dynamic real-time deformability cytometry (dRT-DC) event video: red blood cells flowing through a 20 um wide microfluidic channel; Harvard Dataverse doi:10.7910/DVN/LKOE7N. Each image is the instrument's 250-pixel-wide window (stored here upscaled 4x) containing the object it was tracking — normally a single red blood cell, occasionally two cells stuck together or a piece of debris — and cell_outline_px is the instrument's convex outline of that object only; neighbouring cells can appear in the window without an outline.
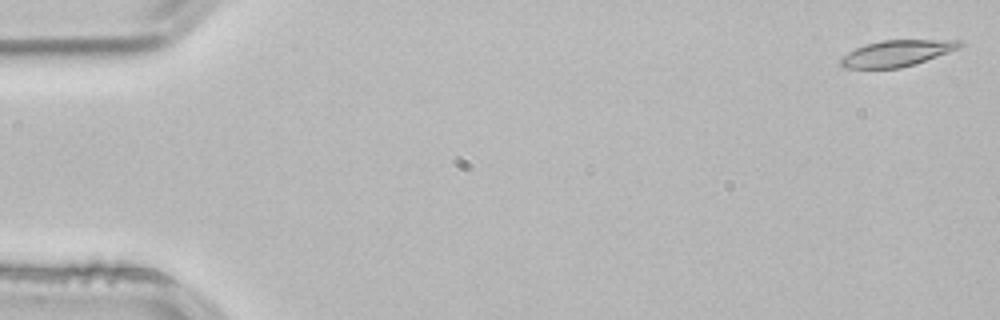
{"species": "common noctule bat (a hibernating species)", "species_latin": "Nyctalus noctula", "temperature_condition": "room temperature", "stored_images_in_passage": 53, "camera_frame_rate_fps": 3000, "um_per_image_px": 0.085, "animal": {"sex": "male", "body_mass_g": 21.5, "forearm_length_mm": 52.0}, "frame": {"image": 1, "passage_image": 1, "time_ms": 0.0, "image_size_px": [1000, 320], "cell_outline_px": [[964, 44], [960, 48], [916, 64], [900, 68], [844, 68], [840, 64], [840, 60], [848, 52], [856, 48], [868, 44], [884, 40], [964, 40]], "centroid_in_image_um": [76.29, 4.53], "position_along_channel_um": 8.7, "area_um2": 18.09}}
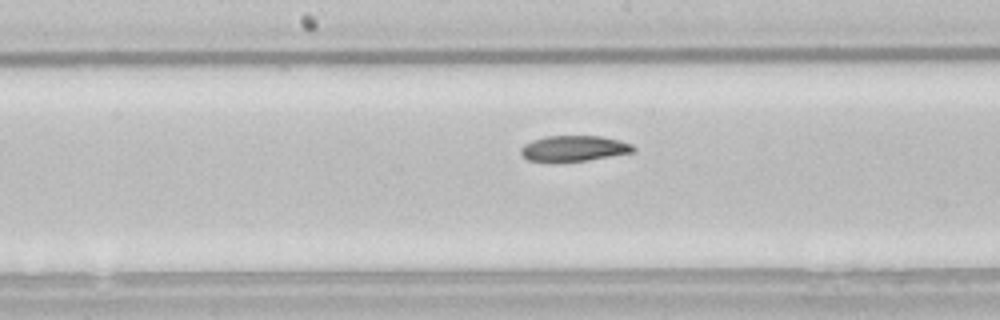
{"frame": {"image": 2, "passage_image": 27, "time_ms": 8.667, "image_size_px": [1000, 320], "cell_outline_px": [[636, 152], [588, 160], [528, 160], [520, 152], [520, 148], [524, 144], [532, 140], [544, 136], [600, 136], [620, 140], [632, 144], [636, 148]], "centroid_in_image_um": [48.84, 12.59], "position_along_channel_um": 199.4, "area_um2": 16.59}}
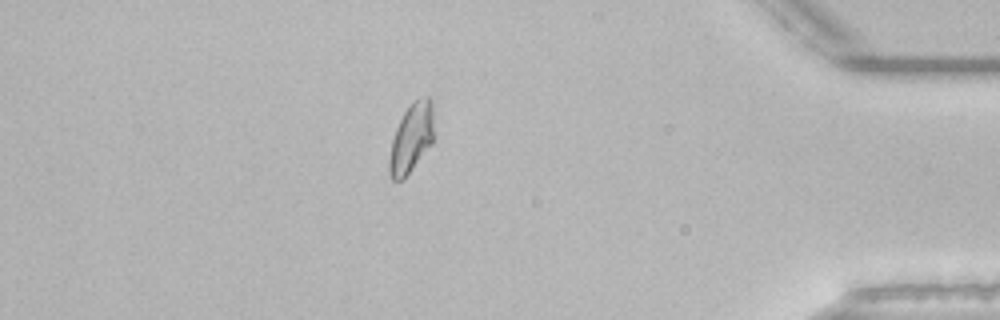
{"frame": {"image": 3, "passage_image": 46, "time_ms": 15.0, "image_size_px": [1000, 320], "cell_outline_px": [[432, 144], [404, 180], [392, 180], [388, 172], [388, 160], [392, 140], [396, 128], [404, 112], [416, 100], [424, 96], [428, 96], [432, 100]], "centroid_in_image_um": [34.94, 11.8], "position_along_channel_um": 400.3, "area_um2": 17.86}, "authors_computed_cell_mechanics": {"area_um2": 18.0336, "velocity_mm_per_s": 3.8205, "shape_relaxation_time_tau1_ms": null, "shape_relaxation_time_tau2_ms": 10.702, "deformation_change_tau1": null, "deformation_change_tau2": 0.1477}}